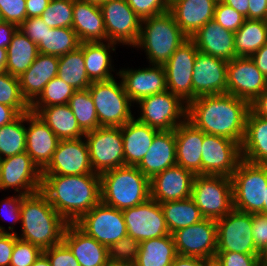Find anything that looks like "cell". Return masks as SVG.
I'll use <instances>...</instances> for the list:
<instances>
[{
  "label": "cell",
  "instance_id": "cell-1",
  "mask_svg": "<svg viewBox=\"0 0 267 266\" xmlns=\"http://www.w3.org/2000/svg\"><path fill=\"white\" fill-rule=\"evenodd\" d=\"M250 103L230 94L203 95L187 104V120L206 134L242 144Z\"/></svg>",
  "mask_w": 267,
  "mask_h": 266
},
{
  "label": "cell",
  "instance_id": "cell-2",
  "mask_svg": "<svg viewBox=\"0 0 267 266\" xmlns=\"http://www.w3.org/2000/svg\"><path fill=\"white\" fill-rule=\"evenodd\" d=\"M40 191L68 223H76L101 202L100 174L42 175Z\"/></svg>",
  "mask_w": 267,
  "mask_h": 266
},
{
  "label": "cell",
  "instance_id": "cell-3",
  "mask_svg": "<svg viewBox=\"0 0 267 266\" xmlns=\"http://www.w3.org/2000/svg\"><path fill=\"white\" fill-rule=\"evenodd\" d=\"M21 233L17 238L42 250L58 245L69 224L41 192L26 195L21 204Z\"/></svg>",
  "mask_w": 267,
  "mask_h": 266
},
{
  "label": "cell",
  "instance_id": "cell-4",
  "mask_svg": "<svg viewBox=\"0 0 267 266\" xmlns=\"http://www.w3.org/2000/svg\"><path fill=\"white\" fill-rule=\"evenodd\" d=\"M101 202L125 210L150 198V180L137 166H122L100 174Z\"/></svg>",
  "mask_w": 267,
  "mask_h": 266
},
{
  "label": "cell",
  "instance_id": "cell-5",
  "mask_svg": "<svg viewBox=\"0 0 267 266\" xmlns=\"http://www.w3.org/2000/svg\"><path fill=\"white\" fill-rule=\"evenodd\" d=\"M187 38L168 10L142 20L134 47L144 50L149 64L164 65Z\"/></svg>",
  "mask_w": 267,
  "mask_h": 266
},
{
  "label": "cell",
  "instance_id": "cell-6",
  "mask_svg": "<svg viewBox=\"0 0 267 266\" xmlns=\"http://www.w3.org/2000/svg\"><path fill=\"white\" fill-rule=\"evenodd\" d=\"M93 98L98 122L104 127H122L134 118V103L125 92L122 80L92 82L88 87ZM133 104V105H132Z\"/></svg>",
  "mask_w": 267,
  "mask_h": 266
},
{
  "label": "cell",
  "instance_id": "cell-7",
  "mask_svg": "<svg viewBox=\"0 0 267 266\" xmlns=\"http://www.w3.org/2000/svg\"><path fill=\"white\" fill-rule=\"evenodd\" d=\"M234 209L262 214L267 188V165L241 160L231 176Z\"/></svg>",
  "mask_w": 267,
  "mask_h": 266
},
{
  "label": "cell",
  "instance_id": "cell-8",
  "mask_svg": "<svg viewBox=\"0 0 267 266\" xmlns=\"http://www.w3.org/2000/svg\"><path fill=\"white\" fill-rule=\"evenodd\" d=\"M191 198L205 218L224 217L234 209L231 177L196 175Z\"/></svg>",
  "mask_w": 267,
  "mask_h": 266
},
{
  "label": "cell",
  "instance_id": "cell-9",
  "mask_svg": "<svg viewBox=\"0 0 267 266\" xmlns=\"http://www.w3.org/2000/svg\"><path fill=\"white\" fill-rule=\"evenodd\" d=\"M137 104L140 115L136 120L159 131L175 130L187 119V103L169 90L146 96Z\"/></svg>",
  "mask_w": 267,
  "mask_h": 266
},
{
  "label": "cell",
  "instance_id": "cell-10",
  "mask_svg": "<svg viewBox=\"0 0 267 266\" xmlns=\"http://www.w3.org/2000/svg\"><path fill=\"white\" fill-rule=\"evenodd\" d=\"M90 161L95 173L125 166L121 127H98L85 133Z\"/></svg>",
  "mask_w": 267,
  "mask_h": 266
},
{
  "label": "cell",
  "instance_id": "cell-11",
  "mask_svg": "<svg viewBox=\"0 0 267 266\" xmlns=\"http://www.w3.org/2000/svg\"><path fill=\"white\" fill-rule=\"evenodd\" d=\"M216 224V252L260 254L252 235V214L233 209L224 217L217 219Z\"/></svg>",
  "mask_w": 267,
  "mask_h": 266
},
{
  "label": "cell",
  "instance_id": "cell-12",
  "mask_svg": "<svg viewBox=\"0 0 267 266\" xmlns=\"http://www.w3.org/2000/svg\"><path fill=\"white\" fill-rule=\"evenodd\" d=\"M75 224L88 236L107 247L128 235L122 210L102 202L85 213Z\"/></svg>",
  "mask_w": 267,
  "mask_h": 266
},
{
  "label": "cell",
  "instance_id": "cell-13",
  "mask_svg": "<svg viewBox=\"0 0 267 266\" xmlns=\"http://www.w3.org/2000/svg\"><path fill=\"white\" fill-rule=\"evenodd\" d=\"M107 41L134 47L140 36L142 19L126 0H108L100 5Z\"/></svg>",
  "mask_w": 267,
  "mask_h": 266
},
{
  "label": "cell",
  "instance_id": "cell-14",
  "mask_svg": "<svg viewBox=\"0 0 267 266\" xmlns=\"http://www.w3.org/2000/svg\"><path fill=\"white\" fill-rule=\"evenodd\" d=\"M201 175L231 177L242 160L241 144L227 137L204 132Z\"/></svg>",
  "mask_w": 267,
  "mask_h": 266
},
{
  "label": "cell",
  "instance_id": "cell-15",
  "mask_svg": "<svg viewBox=\"0 0 267 266\" xmlns=\"http://www.w3.org/2000/svg\"><path fill=\"white\" fill-rule=\"evenodd\" d=\"M41 183L42 171L26 151L0 159V190L29 195L40 191Z\"/></svg>",
  "mask_w": 267,
  "mask_h": 266
},
{
  "label": "cell",
  "instance_id": "cell-16",
  "mask_svg": "<svg viewBox=\"0 0 267 266\" xmlns=\"http://www.w3.org/2000/svg\"><path fill=\"white\" fill-rule=\"evenodd\" d=\"M197 53L194 41L187 38L163 65L167 90L187 104L192 101V74Z\"/></svg>",
  "mask_w": 267,
  "mask_h": 266
},
{
  "label": "cell",
  "instance_id": "cell-17",
  "mask_svg": "<svg viewBox=\"0 0 267 266\" xmlns=\"http://www.w3.org/2000/svg\"><path fill=\"white\" fill-rule=\"evenodd\" d=\"M171 235L177 255L201 259L216 255L217 224L215 219L205 218Z\"/></svg>",
  "mask_w": 267,
  "mask_h": 266
},
{
  "label": "cell",
  "instance_id": "cell-18",
  "mask_svg": "<svg viewBox=\"0 0 267 266\" xmlns=\"http://www.w3.org/2000/svg\"><path fill=\"white\" fill-rule=\"evenodd\" d=\"M267 89V78L250 57H235L227 64V94L253 102Z\"/></svg>",
  "mask_w": 267,
  "mask_h": 266
},
{
  "label": "cell",
  "instance_id": "cell-19",
  "mask_svg": "<svg viewBox=\"0 0 267 266\" xmlns=\"http://www.w3.org/2000/svg\"><path fill=\"white\" fill-rule=\"evenodd\" d=\"M122 213L128 235L139 242L170 235L161 204L151 198L140 205L123 210Z\"/></svg>",
  "mask_w": 267,
  "mask_h": 266
},
{
  "label": "cell",
  "instance_id": "cell-20",
  "mask_svg": "<svg viewBox=\"0 0 267 266\" xmlns=\"http://www.w3.org/2000/svg\"><path fill=\"white\" fill-rule=\"evenodd\" d=\"M93 171L88 144L84 137L60 140L51 162L42 175H83Z\"/></svg>",
  "mask_w": 267,
  "mask_h": 266
},
{
  "label": "cell",
  "instance_id": "cell-21",
  "mask_svg": "<svg viewBox=\"0 0 267 266\" xmlns=\"http://www.w3.org/2000/svg\"><path fill=\"white\" fill-rule=\"evenodd\" d=\"M228 61L198 51L192 74V100L203 95L227 94Z\"/></svg>",
  "mask_w": 267,
  "mask_h": 266
},
{
  "label": "cell",
  "instance_id": "cell-22",
  "mask_svg": "<svg viewBox=\"0 0 267 266\" xmlns=\"http://www.w3.org/2000/svg\"><path fill=\"white\" fill-rule=\"evenodd\" d=\"M115 75L121 78L125 92L133 103L167 90L163 65L150 64L142 69L122 68Z\"/></svg>",
  "mask_w": 267,
  "mask_h": 266
},
{
  "label": "cell",
  "instance_id": "cell-23",
  "mask_svg": "<svg viewBox=\"0 0 267 266\" xmlns=\"http://www.w3.org/2000/svg\"><path fill=\"white\" fill-rule=\"evenodd\" d=\"M195 174L174 165L150 179V198L163 203L191 197Z\"/></svg>",
  "mask_w": 267,
  "mask_h": 266
},
{
  "label": "cell",
  "instance_id": "cell-24",
  "mask_svg": "<svg viewBox=\"0 0 267 266\" xmlns=\"http://www.w3.org/2000/svg\"><path fill=\"white\" fill-rule=\"evenodd\" d=\"M26 124L29 125L26 127V152L43 171L51 162L60 139L36 113H26Z\"/></svg>",
  "mask_w": 267,
  "mask_h": 266
},
{
  "label": "cell",
  "instance_id": "cell-25",
  "mask_svg": "<svg viewBox=\"0 0 267 266\" xmlns=\"http://www.w3.org/2000/svg\"><path fill=\"white\" fill-rule=\"evenodd\" d=\"M63 242L69 247L80 266H107L108 247L88 236L75 223H69L63 235Z\"/></svg>",
  "mask_w": 267,
  "mask_h": 266
},
{
  "label": "cell",
  "instance_id": "cell-26",
  "mask_svg": "<svg viewBox=\"0 0 267 266\" xmlns=\"http://www.w3.org/2000/svg\"><path fill=\"white\" fill-rule=\"evenodd\" d=\"M58 56L39 53L32 65L19 79L23 98L31 105L43 92L46 84L58 75Z\"/></svg>",
  "mask_w": 267,
  "mask_h": 266
},
{
  "label": "cell",
  "instance_id": "cell-27",
  "mask_svg": "<svg viewBox=\"0 0 267 266\" xmlns=\"http://www.w3.org/2000/svg\"><path fill=\"white\" fill-rule=\"evenodd\" d=\"M218 0H177L170 5L172 13L181 31L191 38L204 24L214 20Z\"/></svg>",
  "mask_w": 267,
  "mask_h": 266
},
{
  "label": "cell",
  "instance_id": "cell-28",
  "mask_svg": "<svg viewBox=\"0 0 267 266\" xmlns=\"http://www.w3.org/2000/svg\"><path fill=\"white\" fill-rule=\"evenodd\" d=\"M177 165L201 175L204 132L187 119L175 129Z\"/></svg>",
  "mask_w": 267,
  "mask_h": 266
},
{
  "label": "cell",
  "instance_id": "cell-29",
  "mask_svg": "<svg viewBox=\"0 0 267 266\" xmlns=\"http://www.w3.org/2000/svg\"><path fill=\"white\" fill-rule=\"evenodd\" d=\"M234 32L214 20L204 24L192 37L198 51L231 61L235 58Z\"/></svg>",
  "mask_w": 267,
  "mask_h": 266
},
{
  "label": "cell",
  "instance_id": "cell-30",
  "mask_svg": "<svg viewBox=\"0 0 267 266\" xmlns=\"http://www.w3.org/2000/svg\"><path fill=\"white\" fill-rule=\"evenodd\" d=\"M176 164L175 130L159 131L137 168L150 180Z\"/></svg>",
  "mask_w": 267,
  "mask_h": 266
},
{
  "label": "cell",
  "instance_id": "cell-31",
  "mask_svg": "<svg viewBox=\"0 0 267 266\" xmlns=\"http://www.w3.org/2000/svg\"><path fill=\"white\" fill-rule=\"evenodd\" d=\"M72 29L80 42L107 41L100 6L74 0Z\"/></svg>",
  "mask_w": 267,
  "mask_h": 266
},
{
  "label": "cell",
  "instance_id": "cell-32",
  "mask_svg": "<svg viewBox=\"0 0 267 266\" xmlns=\"http://www.w3.org/2000/svg\"><path fill=\"white\" fill-rule=\"evenodd\" d=\"M159 130L143 124L134 117L121 127L125 165L138 166Z\"/></svg>",
  "mask_w": 267,
  "mask_h": 266
},
{
  "label": "cell",
  "instance_id": "cell-33",
  "mask_svg": "<svg viewBox=\"0 0 267 266\" xmlns=\"http://www.w3.org/2000/svg\"><path fill=\"white\" fill-rule=\"evenodd\" d=\"M116 43L109 41L83 42V57L87 76L91 82L107 81L114 77L111 52Z\"/></svg>",
  "mask_w": 267,
  "mask_h": 266
},
{
  "label": "cell",
  "instance_id": "cell-34",
  "mask_svg": "<svg viewBox=\"0 0 267 266\" xmlns=\"http://www.w3.org/2000/svg\"><path fill=\"white\" fill-rule=\"evenodd\" d=\"M241 155L245 161L267 165V119L257 116L251 109L247 115Z\"/></svg>",
  "mask_w": 267,
  "mask_h": 266
},
{
  "label": "cell",
  "instance_id": "cell-35",
  "mask_svg": "<svg viewBox=\"0 0 267 266\" xmlns=\"http://www.w3.org/2000/svg\"><path fill=\"white\" fill-rule=\"evenodd\" d=\"M36 114L60 140L85 136L68 104L42 107Z\"/></svg>",
  "mask_w": 267,
  "mask_h": 266
},
{
  "label": "cell",
  "instance_id": "cell-36",
  "mask_svg": "<svg viewBox=\"0 0 267 266\" xmlns=\"http://www.w3.org/2000/svg\"><path fill=\"white\" fill-rule=\"evenodd\" d=\"M38 54L37 44L17 29L7 47L5 71L10 75L19 77L32 65Z\"/></svg>",
  "mask_w": 267,
  "mask_h": 266
},
{
  "label": "cell",
  "instance_id": "cell-37",
  "mask_svg": "<svg viewBox=\"0 0 267 266\" xmlns=\"http://www.w3.org/2000/svg\"><path fill=\"white\" fill-rule=\"evenodd\" d=\"M177 252L172 235L140 242V250L134 266H171Z\"/></svg>",
  "mask_w": 267,
  "mask_h": 266
},
{
  "label": "cell",
  "instance_id": "cell-38",
  "mask_svg": "<svg viewBox=\"0 0 267 266\" xmlns=\"http://www.w3.org/2000/svg\"><path fill=\"white\" fill-rule=\"evenodd\" d=\"M160 204L170 234L205 219L191 197Z\"/></svg>",
  "mask_w": 267,
  "mask_h": 266
},
{
  "label": "cell",
  "instance_id": "cell-39",
  "mask_svg": "<svg viewBox=\"0 0 267 266\" xmlns=\"http://www.w3.org/2000/svg\"><path fill=\"white\" fill-rule=\"evenodd\" d=\"M235 57H251L267 43V21L245 19L234 34Z\"/></svg>",
  "mask_w": 267,
  "mask_h": 266
},
{
  "label": "cell",
  "instance_id": "cell-40",
  "mask_svg": "<svg viewBox=\"0 0 267 266\" xmlns=\"http://www.w3.org/2000/svg\"><path fill=\"white\" fill-rule=\"evenodd\" d=\"M58 59V78L75 90L87 89L91 85L92 82L89 80L85 69L83 42L76 50L59 56Z\"/></svg>",
  "mask_w": 267,
  "mask_h": 266
},
{
  "label": "cell",
  "instance_id": "cell-41",
  "mask_svg": "<svg viewBox=\"0 0 267 266\" xmlns=\"http://www.w3.org/2000/svg\"><path fill=\"white\" fill-rule=\"evenodd\" d=\"M26 113L0 127V159L26 151Z\"/></svg>",
  "mask_w": 267,
  "mask_h": 266
},
{
  "label": "cell",
  "instance_id": "cell-42",
  "mask_svg": "<svg viewBox=\"0 0 267 266\" xmlns=\"http://www.w3.org/2000/svg\"><path fill=\"white\" fill-rule=\"evenodd\" d=\"M76 32L72 28H51L37 45L41 54L62 56L80 46Z\"/></svg>",
  "mask_w": 267,
  "mask_h": 266
},
{
  "label": "cell",
  "instance_id": "cell-43",
  "mask_svg": "<svg viewBox=\"0 0 267 266\" xmlns=\"http://www.w3.org/2000/svg\"><path fill=\"white\" fill-rule=\"evenodd\" d=\"M80 128L86 133L101 127L98 122L93 98L87 89L76 90L68 102Z\"/></svg>",
  "mask_w": 267,
  "mask_h": 266
},
{
  "label": "cell",
  "instance_id": "cell-44",
  "mask_svg": "<svg viewBox=\"0 0 267 266\" xmlns=\"http://www.w3.org/2000/svg\"><path fill=\"white\" fill-rule=\"evenodd\" d=\"M75 89L58 77L51 79L44 87L43 92L30 105V111L37 113L42 107L68 104Z\"/></svg>",
  "mask_w": 267,
  "mask_h": 266
},
{
  "label": "cell",
  "instance_id": "cell-45",
  "mask_svg": "<svg viewBox=\"0 0 267 266\" xmlns=\"http://www.w3.org/2000/svg\"><path fill=\"white\" fill-rule=\"evenodd\" d=\"M0 103L13 107L19 114L30 111V105L22 96L18 77L6 71L0 72Z\"/></svg>",
  "mask_w": 267,
  "mask_h": 266
},
{
  "label": "cell",
  "instance_id": "cell-46",
  "mask_svg": "<svg viewBox=\"0 0 267 266\" xmlns=\"http://www.w3.org/2000/svg\"><path fill=\"white\" fill-rule=\"evenodd\" d=\"M74 0H50L41 19L51 28H72Z\"/></svg>",
  "mask_w": 267,
  "mask_h": 266
},
{
  "label": "cell",
  "instance_id": "cell-47",
  "mask_svg": "<svg viewBox=\"0 0 267 266\" xmlns=\"http://www.w3.org/2000/svg\"><path fill=\"white\" fill-rule=\"evenodd\" d=\"M140 250V242L126 235L108 247L109 262L134 263Z\"/></svg>",
  "mask_w": 267,
  "mask_h": 266
},
{
  "label": "cell",
  "instance_id": "cell-48",
  "mask_svg": "<svg viewBox=\"0 0 267 266\" xmlns=\"http://www.w3.org/2000/svg\"><path fill=\"white\" fill-rule=\"evenodd\" d=\"M42 253L40 247L18 238L14 244L10 266H31Z\"/></svg>",
  "mask_w": 267,
  "mask_h": 266
},
{
  "label": "cell",
  "instance_id": "cell-49",
  "mask_svg": "<svg viewBox=\"0 0 267 266\" xmlns=\"http://www.w3.org/2000/svg\"><path fill=\"white\" fill-rule=\"evenodd\" d=\"M245 17L234 8L218 0L214 12V21L224 29L236 32L245 21Z\"/></svg>",
  "mask_w": 267,
  "mask_h": 266
},
{
  "label": "cell",
  "instance_id": "cell-50",
  "mask_svg": "<svg viewBox=\"0 0 267 266\" xmlns=\"http://www.w3.org/2000/svg\"><path fill=\"white\" fill-rule=\"evenodd\" d=\"M133 11L143 20L169 10L168 0H126Z\"/></svg>",
  "mask_w": 267,
  "mask_h": 266
},
{
  "label": "cell",
  "instance_id": "cell-51",
  "mask_svg": "<svg viewBox=\"0 0 267 266\" xmlns=\"http://www.w3.org/2000/svg\"><path fill=\"white\" fill-rule=\"evenodd\" d=\"M25 196L26 195L16 194L12 197H6V199H2L0 201L1 218L4 217V219L6 218L7 221L9 220L10 222H12V225L8 227V229L10 230V234H17V232L14 231L15 226L13 225H16V223H19L21 221V204Z\"/></svg>",
  "mask_w": 267,
  "mask_h": 266
},
{
  "label": "cell",
  "instance_id": "cell-52",
  "mask_svg": "<svg viewBox=\"0 0 267 266\" xmlns=\"http://www.w3.org/2000/svg\"><path fill=\"white\" fill-rule=\"evenodd\" d=\"M0 9L4 21L18 27L27 18L26 0H0Z\"/></svg>",
  "mask_w": 267,
  "mask_h": 266
},
{
  "label": "cell",
  "instance_id": "cell-53",
  "mask_svg": "<svg viewBox=\"0 0 267 266\" xmlns=\"http://www.w3.org/2000/svg\"><path fill=\"white\" fill-rule=\"evenodd\" d=\"M52 266H80L69 247L62 241L60 244L43 250Z\"/></svg>",
  "mask_w": 267,
  "mask_h": 266
},
{
  "label": "cell",
  "instance_id": "cell-54",
  "mask_svg": "<svg viewBox=\"0 0 267 266\" xmlns=\"http://www.w3.org/2000/svg\"><path fill=\"white\" fill-rule=\"evenodd\" d=\"M223 266H262L261 254H243L238 252H216Z\"/></svg>",
  "mask_w": 267,
  "mask_h": 266
},
{
  "label": "cell",
  "instance_id": "cell-55",
  "mask_svg": "<svg viewBox=\"0 0 267 266\" xmlns=\"http://www.w3.org/2000/svg\"><path fill=\"white\" fill-rule=\"evenodd\" d=\"M18 29L38 45L44 39L47 30H51V27L47 26L41 17H33L26 18Z\"/></svg>",
  "mask_w": 267,
  "mask_h": 266
},
{
  "label": "cell",
  "instance_id": "cell-56",
  "mask_svg": "<svg viewBox=\"0 0 267 266\" xmlns=\"http://www.w3.org/2000/svg\"><path fill=\"white\" fill-rule=\"evenodd\" d=\"M252 232L256 249L263 256L267 251V215L252 214Z\"/></svg>",
  "mask_w": 267,
  "mask_h": 266
},
{
  "label": "cell",
  "instance_id": "cell-57",
  "mask_svg": "<svg viewBox=\"0 0 267 266\" xmlns=\"http://www.w3.org/2000/svg\"><path fill=\"white\" fill-rule=\"evenodd\" d=\"M16 234L0 233V266H10V260L14 249Z\"/></svg>",
  "mask_w": 267,
  "mask_h": 266
},
{
  "label": "cell",
  "instance_id": "cell-58",
  "mask_svg": "<svg viewBox=\"0 0 267 266\" xmlns=\"http://www.w3.org/2000/svg\"><path fill=\"white\" fill-rule=\"evenodd\" d=\"M249 19L267 21V0H249Z\"/></svg>",
  "mask_w": 267,
  "mask_h": 266
},
{
  "label": "cell",
  "instance_id": "cell-59",
  "mask_svg": "<svg viewBox=\"0 0 267 266\" xmlns=\"http://www.w3.org/2000/svg\"><path fill=\"white\" fill-rule=\"evenodd\" d=\"M17 29L18 26L16 24L5 21L0 22V48L7 49Z\"/></svg>",
  "mask_w": 267,
  "mask_h": 266
},
{
  "label": "cell",
  "instance_id": "cell-60",
  "mask_svg": "<svg viewBox=\"0 0 267 266\" xmlns=\"http://www.w3.org/2000/svg\"><path fill=\"white\" fill-rule=\"evenodd\" d=\"M50 0H26L27 18L40 17Z\"/></svg>",
  "mask_w": 267,
  "mask_h": 266
},
{
  "label": "cell",
  "instance_id": "cell-61",
  "mask_svg": "<svg viewBox=\"0 0 267 266\" xmlns=\"http://www.w3.org/2000/svg\"><path fill=\"white\" fill-rule=\"evenodd\" d=\"M250 109L257 116L267 119V89L250 103Z\"/></svg>",
  "mask_w": 267,
  "mask_h": 266
},
{
  "label": "cell",
  "instance_id": "cell-62",
  "mask_svg": "<svg viewBox=\"0 0 267 266\" xmlns=\"http://www.w3.org/2000/svg\"><path fill=\"white\" fill-rule=\"evenodd\" d=\"M256 67L267 78V43L257 50L251 57Z\"/></svg>",
  "mask_w": 267,
  "mask_h": 266
},
{
  "label": "cell",
  "instance_id": "cell-63",
  "mask_svg": "<svg viewBox=\"0 0 267 266\" xmlns=\"http://www.w3.org/2000/svg\"><path fill=\"white\" fill-rule=\"evenodd\" d=\"M19 115L13 107L0 103V127L14 121Z\"/></svg>",
  "mask_w": 267,
  "mask_h": 266
},
{
  "label": "cell",
  "instance_id": "cell-64",
  "mask_svg": "<svg viewBox=\"0 0 267 266\" xmlns=\"http://www.w3.org/2000/svg\"><path fill=\"white\" fill-rule=\"evenodd\" d=\"M226 5L234 8L246 19H249V0H221Z\"/></svg>",
  "mask_w": 267,
  "mask_h": 266
},
{
  "label": "cell",
  "instance_id": "cell-65",
  "mask_svg": "<svg viewBox=\"0 0 267 266\" xmlns=\"http://www.w3.org/2000/svg\"><path fill=\"white\" fill-rule=\"evenodd\" d=\"M171 266H203V263L201 258L177 255Z\"/></svg>",
  "mask_w": 267,
  "mask_h": 266
},
{
  "label": "cell",
  "instance_id": "cell-66",
  "mask_svg": "<svg viewBox=\"0 0 267 266\" xmlns=\"http://www.w3.org/2000/svg\"><path fill=\"white\" fill-rule=\"evenodd\" d=\"M203 266H223L222 261L217 255L202 259Z\"/></svg>",
  "mask_w": 267,
  "mask_h": 266
},
{
  "label": "cell",
  "instance_id": "cell-67",
  "mask_svg": "<svg viewBox=\"0 0 267 266\" xmlns=\"http://www.w3.org/2000/svg\"><path fill=\"white\" fill-rule=\"evenodd\" d=\"M31 266H52L48 257L42 253Z\"/></svg>",
  "mask_w": 267,
  "mask_h": 266
},
{
  "label": "cell",
  "instance_id": "cell-68",
  "mask_svg": "<svg viewBox=\"0 0 267 266\" xmlns=\"http://www.w3.org/2000/svg\"><path fill=\"white\" fill-rule=\"evenodd\" d=\"M7 64V49L0 48V72L5 71Z\"/></svg>",
  "mask_w": 267,
  "mask_h": 266
},
{
  "label": "cell",
  "instance_id": "cell-69",
  "mask_svg": "<svg viewBox=\"0 0 267 266\" xmlns=\"http://www.w3.org/2000/svg\"><path fill=\"white\" fill-rule=\"evenodd\" d=\"M80 1L88 2L90 4H95V5L100 6L102 3H104L105 1H108V0H80Z\"/></svg>",
  "mask_w": 267,
  "mask_h": 266
},
{
  "label": "cell",
  "instance_id": "cell-70",
  "mask_svg": "<svg viewBox=\"0 0 267 266\" xmlns=\"http://www.w3.org/2000/svg\"><path fill=\"white\" fill-rule=\"evenodd\" d=\"M262 214L267 215V188L265 189V201L262 209Z\"/></svg>",
  "mask_w": 267,
  "mask_h": 266
},
{
  "label": "cell",
  "instance_id": "cell-71",
  "mask_svg": "<svg viewBox=\"0 0 267 266\" xmlns=\"http://www.w3.org/2000/svg\"><path fill=\"white\" fill-rule=\"evenodd\" d=\"M107 266H134V263H112V262H109Z\"/></svg>",
  "mask_w": 267,
  "mask_h": 266
},
{
  "label": "cell",
  "instance_id": "cell-72",
  "mask_svg": "<svg viewBox=\"0 0 267 266\" xmlns=\"http://www.w3.org/2000/svg\"><path fill=\"white\" fill-rule=\"evenodd\" d=\"M262 266H267V251L262 256Z\"/></svg>",
  "mask_w": 267,
  "mask_h": 266
},
{
  "label": "cell",
  "instance_id": "cell-73",
  "mask_svg": "<svg viewBox=\"0 0 267 266\" xmlns=\"http://www.w3.org/2000/svg\"><path fill=\"white\" fill-rule=\"evenodd\" d=\"M0 233H9V231H6L5 227L0 225Z\"/></svg>",
  "mask_w": 267,
  "mask_h": 266
},
{
  "label": "cell",
  "instance_id": "cell-74",
  "mask_svg": "<svg viewBox=\"0 0 267 266\" xmlns=\"http://www.w3.org/2000/svg\"><path fill=\"white\" fill-rule=\"evenodd\" d=\"M4 21L2 13H1V9H0V22Z\"/></svg>",
  "mask_w": 267,
  "mask_h": 266
},
{
  "label": "cell",
  "instance_id": "cell-75",
  "mask_svg": "<svg viewBox=\"0 0 267 266\" xmlns=\"http://www.w3.org/2000/svg\"><path fill=\"white\" fill-rule=\"evenodd\" d=\"M175 1H177V0H168V3H169V5H171Z\"/></svg>",
  "mask_w": 267,
  "mask_h": 266
}]
</instances>
